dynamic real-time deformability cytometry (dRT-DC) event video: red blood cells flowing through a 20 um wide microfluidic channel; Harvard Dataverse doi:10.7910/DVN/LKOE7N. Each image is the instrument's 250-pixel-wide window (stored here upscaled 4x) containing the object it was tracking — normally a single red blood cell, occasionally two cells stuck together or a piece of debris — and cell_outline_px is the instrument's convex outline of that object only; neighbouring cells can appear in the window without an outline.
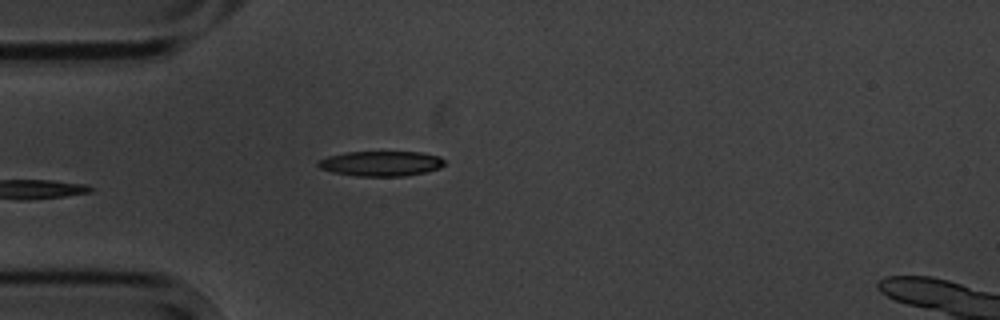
{"species": "common noctule bat (a hibernating species)", "species_latin": "Nyctalus noctula", "temperature_condition": "cold", "stored_images_in_passage": 5, "camera_frame_rate_fps": 3000, "um_per_image_px": 0.085, "animal": {"sex": "male", "body_mass_g": 20.1, "forearm_length_mm": 53.5}, "frame": {"image": 1, "passage_image": 5, "time_ms": 5.0, "image_size_px": [1000, 320], "cell_outline_px": [[444, 164], [440, 168], [428, 172], [404, 176], [356, 176], [332, 172], [320, 168], [316, 164], [320, 160], [328, 156], [344, 152], [420, 152], [440, 156], [444, 160]], "centroid_in_image_um": [32.4, 13.9], "position_along_channel_um": 52.6, "area_um2": 18.55}}